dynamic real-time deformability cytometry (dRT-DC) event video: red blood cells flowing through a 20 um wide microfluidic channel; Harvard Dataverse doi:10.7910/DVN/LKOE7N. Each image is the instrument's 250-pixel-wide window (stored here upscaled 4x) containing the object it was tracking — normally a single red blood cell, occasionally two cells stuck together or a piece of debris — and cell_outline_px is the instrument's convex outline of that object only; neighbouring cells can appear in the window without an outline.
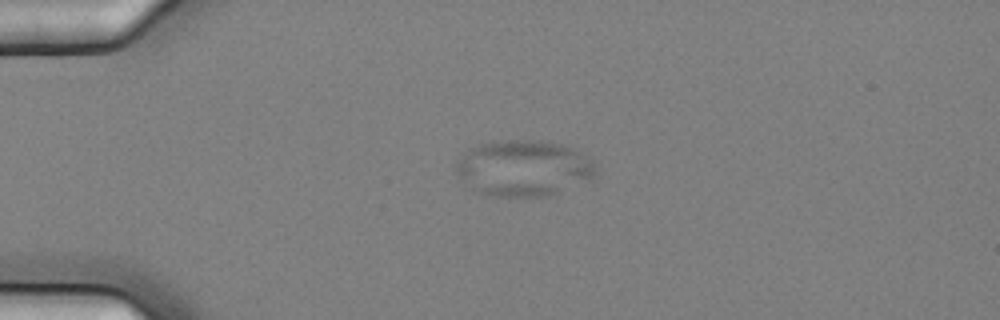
{"species": "common noctule bat (a hibernating species)", "species_latin": "Nyctalus noctula", "temperature_condition": "cold", "stored_images_in_passage": 3, "camera_frame_rate_fps": 3000, "um_per_image_px": 0.085, "animal": {"sex": "female", "body_mass_g": 25.1}, "frame": {"image": 1, "passage_image": 2, "time_ms": 0.333, "image_size_px": [1000, 320], "cell_outline_px": [[596, 168], [592, 180], [548, 196], [496, 196], [480, 192], [472, 188], [456, 172], [456, 160], [468, 148], [480, 144], [508, 140], [540, 140], [564, 144], [588, 156], [592, 160]], "centroid_in_image_um": [44.54, 14.28], "position_along_channel_um": 40.5, "area_um2": 45.6}}